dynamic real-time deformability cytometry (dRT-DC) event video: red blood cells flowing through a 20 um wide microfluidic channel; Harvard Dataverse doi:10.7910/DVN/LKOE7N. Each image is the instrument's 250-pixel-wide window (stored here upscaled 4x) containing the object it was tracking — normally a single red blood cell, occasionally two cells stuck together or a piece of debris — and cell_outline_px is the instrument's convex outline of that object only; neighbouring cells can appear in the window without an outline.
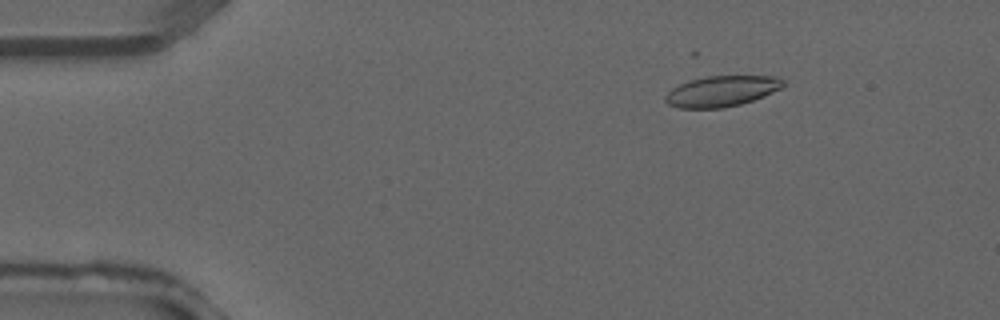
{"species": "common noctule bat (a hibernating species)", "species_latin": "Nyctalus noctula", "temperature_condition": "warm", "stored_images_in_passage": 35, "camera_frame_rate_fps": 3000, "um_per_image_px": 0.085, "animal": {"sex": "male", "forearm_length_mm": 52.5}, "frame": {"image": 1, "passage_image": 2, "time_ms": 0.333, "image_size_px": [1000, 320], "cell_outline_px": [[784, 84], [780, 88], [764, 96], [740, 104], [724, 108], [680, 108], [668, 104], [664, 100], [664, 96], [672, 88], [688, 80], [708, 76], [772, 76], [784, 80]], "centroid_in_image_um": [61.3, 7.75], "position_along_channel_um": 23.7, "area_um2": 20.98}}
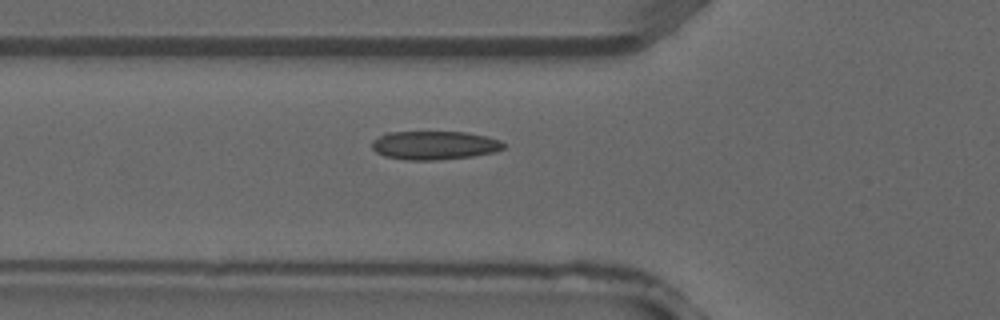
{"frame": {"image": 2, "passage_image": 10, "time_ms": 3.0, "image_size_px": [1000, 320], "cell_outline_px": [[504, 148], [496, 152], [472, 156], [436, 160], [408, 160], [384, 156], [376, 152], [372, 148], [372, 140], [384, 132], [464, 132], [488, 136], [500, 140], [504, 144]], "centroid_in_image_um": [36.91, 12.34], "position_along_channel_um": 88.9, "area_um2": 22.08}}
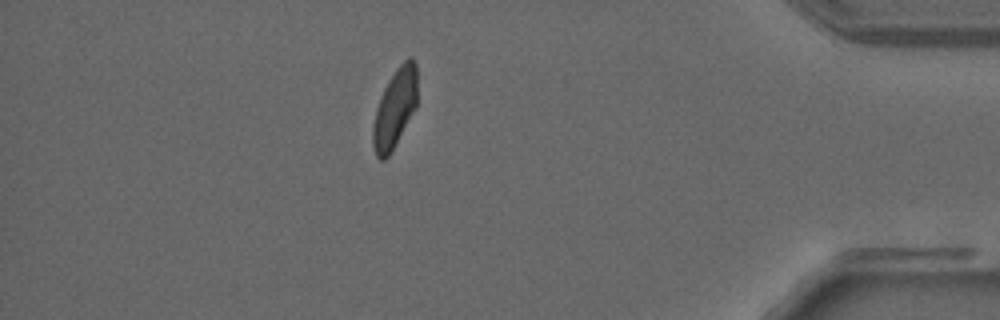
{"frame": {"image": 3, "passage_image": 30, "time_ms": 9.667, "image_size_px": [1000, 320], "cell_outline_px": [[416, 108], [388, 156], [384, 160], [380, 160], [376, 156], [372, 144], [372, 124], [376, 108], [380, 96], [388, 80], [396, 68], [408, 56], [412, 56], [416, 64]], "centroid_in_image_um": [33.54, 9.19], "position_along_channel_um": 401.7, "area_um2": 20.4}}